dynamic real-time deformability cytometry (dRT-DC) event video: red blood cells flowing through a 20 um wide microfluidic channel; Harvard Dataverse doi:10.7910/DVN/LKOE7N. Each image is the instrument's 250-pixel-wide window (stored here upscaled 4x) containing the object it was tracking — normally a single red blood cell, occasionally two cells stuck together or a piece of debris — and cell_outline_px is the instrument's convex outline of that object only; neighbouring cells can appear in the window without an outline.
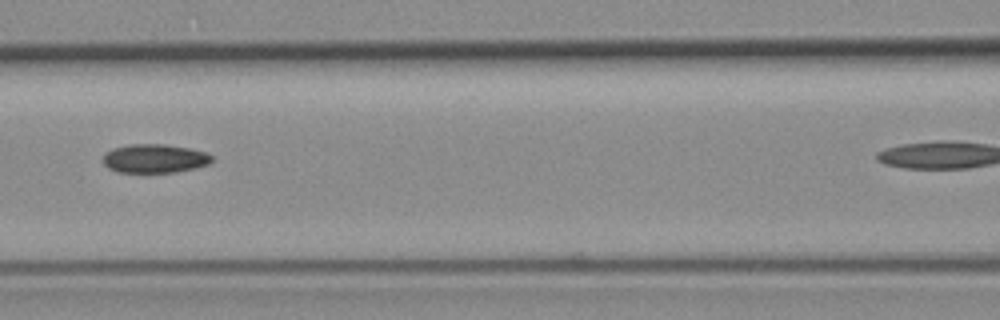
{"species": "common noctule bat (a hibernating species)", "species_latin": "Nyctalus noctula", "temperature_condition": "room temperature", "stored_images_in_passage": 7, "camera_frame_rate_fps": 3000, "um_per_image_px": 0.085, "animal": {"sex": "female", "body_mass_g": 19.3, "forearm_length_mm": 54.1}, "frame": {"image": 1, "passage_image": 3, "time_ms": 0.667, "image_size_px": [1000, 320], "cell_outline_px": [[212, 160], [208, 164], [196, 168], [172, 172], [116, 172], [108, 168], [100, 160], [104, 152], [112, 148], [128, 144], [164, 144], [188, 148], [208, 152], [212, 156]], "centroid_in_image_um": [13.08, 13.46], "position_along_channel_um": 153.5, "area_um2": 18.5}}
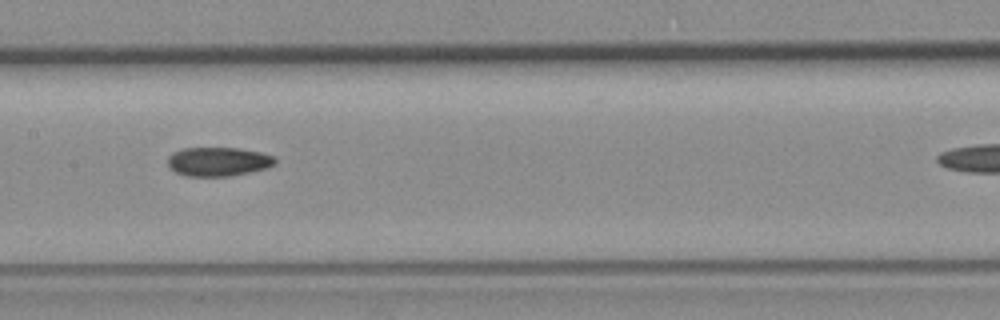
{"frame": {"image": 2, "passage_image": 4, "time_ms": 1.0, "image_size_px": [1000, 320], "cell_outline_px": [[276, 164], [268, 168], [232, 176], [188, 176], [176, 172], [168, 164], [168, 156], [172, 152], [184, 148], [236, 148], [260, 152], [276, 156]], "centroid_in_image_um": [18.59, 13.73], "position_along_channel_um": 188.8, "area_um2": 18.21}}
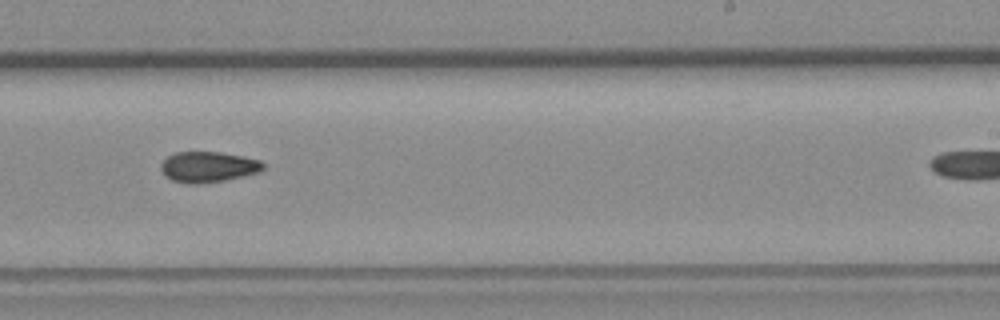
{"frame": {"image": 3, "passage_image": 6, "time_ms": 1.667, "image_size_px": [1000, 320], "cell_outline_px": [[264, 168], [260, 172], [244, 176], [224, 180], [196, 184], [188, 184], [172, 180], [164, 176], [160, 168], [160, 164], [168, 156], [176, 152], [220, 152], [244, 156], [260, 160], [264, 164]], "centroid_in_image_um": [17.69, 14.19], "position_along_channel_um": 271.3, "area_um2": 18.38}}